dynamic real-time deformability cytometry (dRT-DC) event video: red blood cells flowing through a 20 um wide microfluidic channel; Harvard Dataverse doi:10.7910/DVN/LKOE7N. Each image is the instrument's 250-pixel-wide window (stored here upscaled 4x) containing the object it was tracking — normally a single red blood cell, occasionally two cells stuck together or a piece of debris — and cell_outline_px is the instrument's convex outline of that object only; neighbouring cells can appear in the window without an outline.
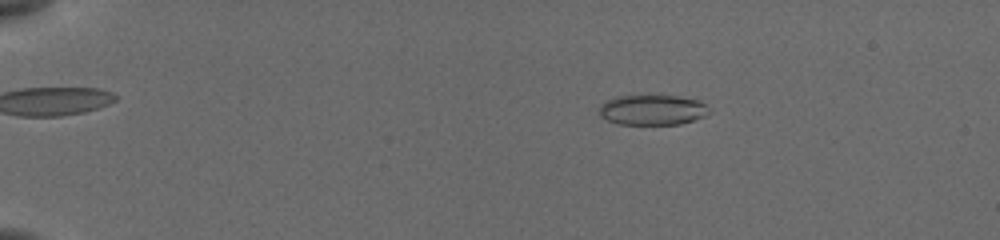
{"species": "common noctule bat (a hibernating species)", "species_latin": "Nyctalus noctula", "temperature_condition": "cold", "stored_images_in_passage": 18, "camera_frame_rate_fps": 3000, "um_per_image_px": 0.085, "animal": {"sex": "female", "body_mass_g": 19.5, "forearm_length_mm": 54.1}, "frame": {"image": 1, "passage_image": 5, "time_ms": 3.333, "image_size_px": [1000, 240], "cell_outline_px": [[712, 112], [704, 116], [680, 124], [620, 124], [608, 120], [600, 116], [596, 112], [608, 100], [616, 96], [676, 96], [700, 100]], "centroid_in_image_um": [55.47, 9.34], "position_along_channel_um": 29.5, "area_um2": 19.19}}
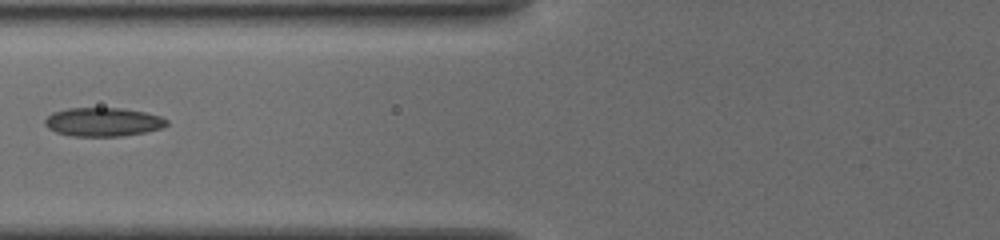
{"frame": {"image": 2, "passage_image": 13, "time_ms": 8.0, "image_size_px": [1000, 240], "cell_outline_px": [[168, 124], [160, 128], [144, 132], [124, 136], [72, 136], [56, 132], [48, 128], [44, 124], [44, 120], [52, 112], [68, 108], [120, 108], [144, 112], [160, 116], [168, 120]], "centroid_in_image_um": [8.73, 10.37], "position_along_channel_um": 117.1, "area_um2": 20.35}}
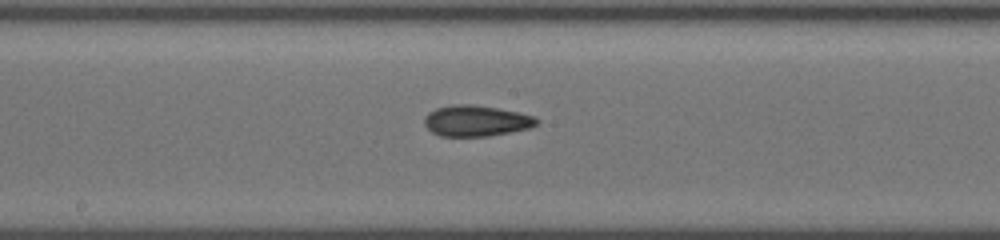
{"frame": {"image": 3, "passage_image": 17, "time_ms": 10.333, "image_size_px": [1000, 240], "cell_outline_px": [[540, 120], [536, 124], [528, 128], [488, 136], [440, 136], [432, 132], [424, 124], [424, 120], [428, 112], [436, 108], [452, 104], [472, 104], [496, 108], [516, 112], [532, 116]], "centroid_in_image_um": [40.42, 10.26], "position_along_channel_um": 207.8, "area_um2": 20.0}}